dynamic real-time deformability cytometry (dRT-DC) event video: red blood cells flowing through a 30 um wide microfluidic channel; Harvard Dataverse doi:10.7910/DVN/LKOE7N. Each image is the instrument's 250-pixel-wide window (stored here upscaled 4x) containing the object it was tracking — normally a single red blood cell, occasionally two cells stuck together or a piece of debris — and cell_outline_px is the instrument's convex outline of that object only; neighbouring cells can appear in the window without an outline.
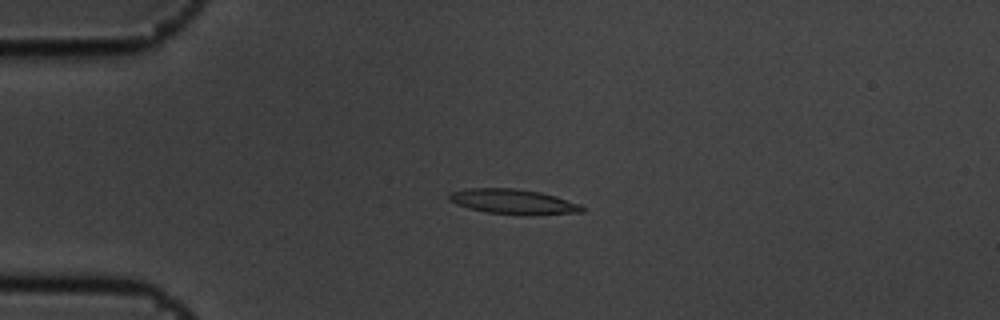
{"species": "common noctule bat (a hibernating species)", "species_latin": "Nyctalus noctula", "temperature_condition": "cold", "stored_images_in_passage": 4, "camera_frame_rate_fps": 3000, "um_per_image_px": 0.085, "animal": {"sex": "male", "body_mass_g": 19.5, "forearm_length_mm": 54.6}, "frame": {"image": 1, "passage_image": 3, "time_ms": 0.667, "image_size_px": [1000, 320], "cell_outline_px": [[584, 212], [528, 216], [524, 216], [488, 212], [468, 208], [456, 204], [448, 200], [448, 196], [452, 192], [464, 188], [516, 188], [540, 192], [556, 196], [580, 204], [584, 208]], "centroid_in_image_um": [43.64, 17.15], "position_along_channel_um": 41.4, "area_um2": 19.65}}